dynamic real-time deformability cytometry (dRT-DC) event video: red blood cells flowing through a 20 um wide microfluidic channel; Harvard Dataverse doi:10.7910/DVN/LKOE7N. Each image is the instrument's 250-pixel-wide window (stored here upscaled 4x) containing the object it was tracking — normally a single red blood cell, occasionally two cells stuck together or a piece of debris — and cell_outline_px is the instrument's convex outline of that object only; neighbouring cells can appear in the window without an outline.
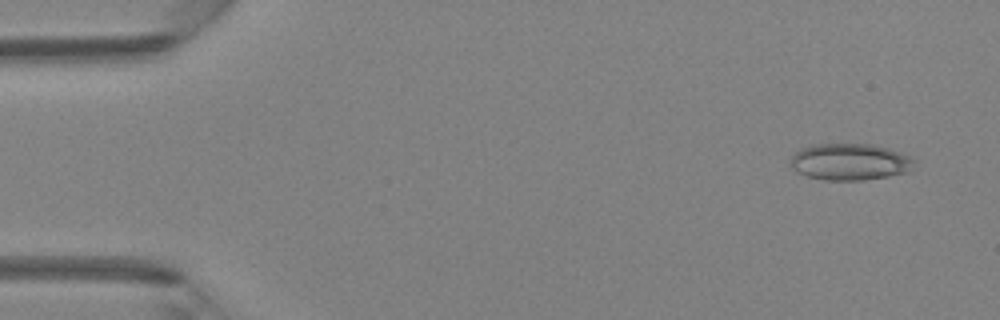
{"species": "Egyptian fruit bat (a non-hibernating species)", "species_latin": "Rousettus aegyptiacus", "temperature_condition": "room temperature", "stored_images_in_passage": 5, "camera_frame_rate_fps": 3000, "um_per_image_px": 0.085, "animal": {"sex": "female"}, "frame": {"image": 1, "passage_image": 1, "time_ms": 0.0, "image_size_px": [1000, 320], "cell_outline_px": [[916, 160], [908, 172], [888, 176], [864, 180], [824, 180], [808, 176], [796, 172], [792, 168], [788, 160], [800, 148], [812, 144], [872, 144], [888, 148], [912, 156]], "centroid_in_image_um": [72.23, 13.75], "position_along_channel_um": 12.8, "area_um2": 26.7}}